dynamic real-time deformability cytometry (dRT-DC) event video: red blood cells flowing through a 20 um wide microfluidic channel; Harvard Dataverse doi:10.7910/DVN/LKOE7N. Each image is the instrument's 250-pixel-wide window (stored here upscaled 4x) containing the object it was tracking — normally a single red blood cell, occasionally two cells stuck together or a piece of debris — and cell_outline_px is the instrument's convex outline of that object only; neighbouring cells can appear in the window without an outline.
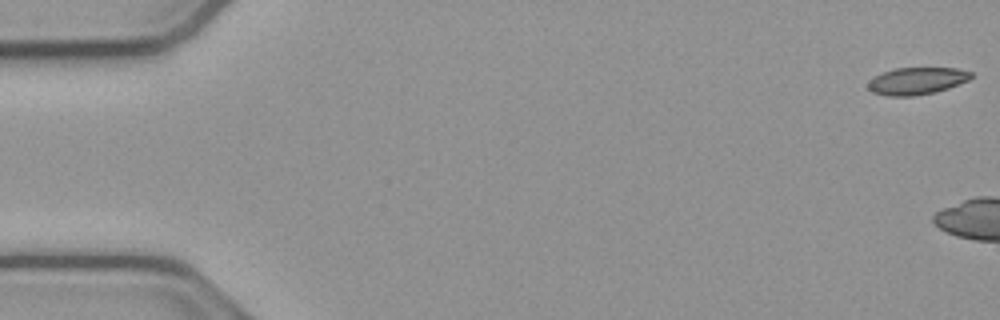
{"species": "common noctule bat (a hibernating species)", "species_latin": "Nyctalus noctula", "temperature_condition": "cold", "stored_images_in_passage": 5, "camera_frame_rate_fps": 3000, "um_per_image_px": 0.085, "animal": {"sex": "male", "body_mass_g": 23.1, "forearm_length_mm": 52.7}, "frame": {"image": 1, "passage_image": 1, "time_ms": 0.0, "image_size_px": [1000, 320], "cell_outline_px": [[972, 76], [968, 80], [948, 88], [936, 92], [912, 96], [888, 96], [872, 92], [868, 88], [868, 80], [884, 72], [896, 68], [956, 68], [972, 72]], "centroid_in_image_um": [77.92, 6.88], "position_along_channel_um": 7.1, "area_um2": 16.18}}